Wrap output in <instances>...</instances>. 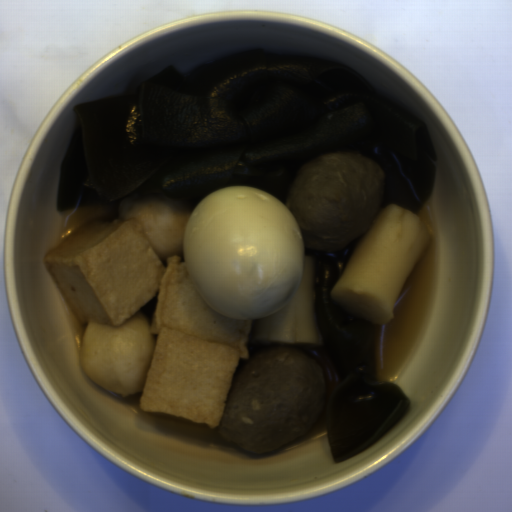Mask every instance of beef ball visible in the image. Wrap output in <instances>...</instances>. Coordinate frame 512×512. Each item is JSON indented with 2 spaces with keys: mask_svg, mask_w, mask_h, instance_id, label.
I'll return each instance as SVG.
<instances>
[{
  "mask_svg": "<svg viewBox=\"0 0 512 512\" xmlns=\"http://www.w3.org/2000/svg\"><path fill=\"white\" fill-rule=\"evenodd\" d=\"M385 173L373 159L339 152L303 166L283 204L302 234L304 252L341 251L361 238L385 209Z\"/></svg>",
  "mask_w": 512,
  "mask_h": 512,
  "instance_id": "2",
  "label": "beef ball"
},
{
  "mask_svg": "<svg viewBox=\"0 0 512 512\" xmlns=\"http://www.w3.org/2000/svg\"><path fill=\"white\" fill-rule=\"evenodd\" d=\"M218 435L255 453H272L302 438L325 411L320 364L291 346L239 358Z\"/></svg>",
  "mask_w": 512,
  "mask_h": 512,
  "instance_id": "1",
  "label": "beef ball"
}]
</instances>
